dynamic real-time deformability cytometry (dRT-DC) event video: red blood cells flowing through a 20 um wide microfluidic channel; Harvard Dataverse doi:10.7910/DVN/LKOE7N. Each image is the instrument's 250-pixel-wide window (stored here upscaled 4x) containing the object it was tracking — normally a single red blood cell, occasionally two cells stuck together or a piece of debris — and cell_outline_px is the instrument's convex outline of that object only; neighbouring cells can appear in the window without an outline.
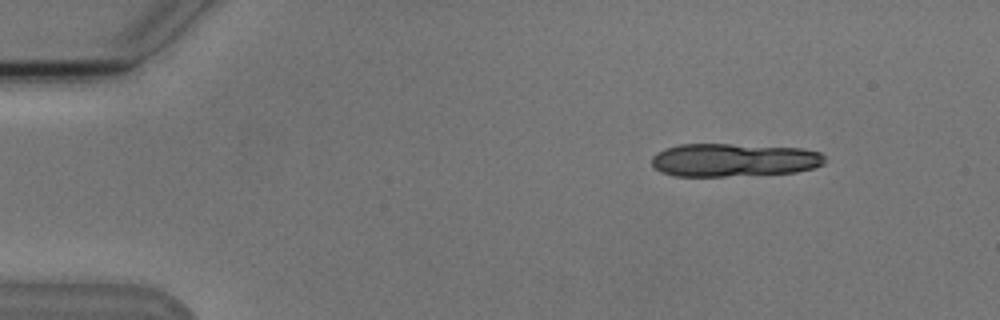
{"species": "Egyptian fruit bat (a non-hibernating species)", "species_latin": "Rousettus aegyptiacus", "temperature_condition": "cold", "stored_images_in_passage": 7, "segment_of_instrument_passage": [1, 2], "camera_frame_rate_fps": 3000, "um_per_image_px": 0.085, "animal": {"sex": "male"}, "frame": {"image": 1, "passage_image": 2, "time_ms": 1.333, "image_size_px": [1000, 320], "cell_outline_px": [[824, 164], [816, 168], [796, 172], [724, 176], [676, 176], [660, 172], [652, 164], [652, 156], [656, 152], [664, 148], [680, 144], [728, 144], [800, 148], [820, 152], [824, 156]], "centroid_in_image_um": [62.36, 13.6], "position_along_channel_um": 22.6, "area_um2": 33.52}}